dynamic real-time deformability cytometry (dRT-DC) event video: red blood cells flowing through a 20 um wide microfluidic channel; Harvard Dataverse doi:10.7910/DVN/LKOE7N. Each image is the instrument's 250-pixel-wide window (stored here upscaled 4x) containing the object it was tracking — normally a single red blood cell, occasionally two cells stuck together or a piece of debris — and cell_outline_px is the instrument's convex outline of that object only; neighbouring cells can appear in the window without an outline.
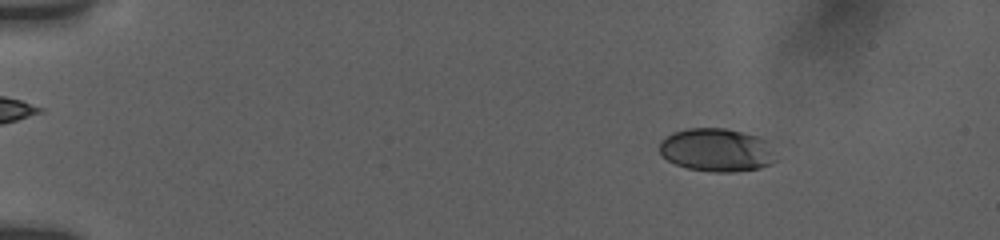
{"species": "human", "species_latin": "Homo sapiens", "temperature_condition": "room temperature", "stored_images_in_passage": 11, "camera_frame_rate_fps": 3000, "um_per_image_px": 0.085, "donor": {"sex": "female"}, "frame": {"image": 1, "passage_image": 5, "time_ms": 2.333, "image_size_px": [1000, 240], "cell_outline_px": [[776, 160], [772, 164], [760, 168], [736, 172], [712, 172], [688, 168], [676, 164], [668, 160], [660, 152], [660, 140], [672, 132], [688, 128], [724, 128], [756, 136], [764, 140]], "centroid_in_image_um": [60.87, 12.76], "position_along_channel_um": 24.1, "area_um2": 29.02}}
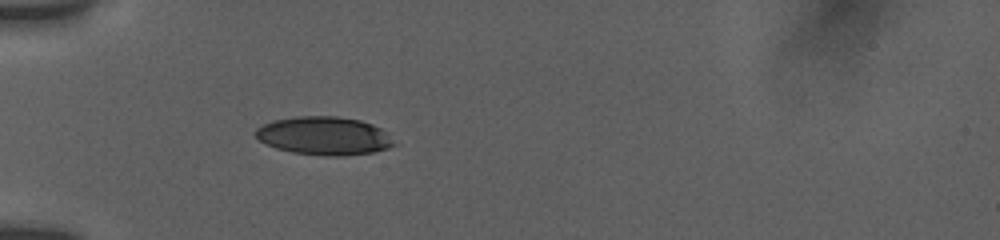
{"frame": {"image": 2, "passage_image": 11, "time_ms": 5.667, "image_size_px": [1000, 240], "cell_outline_px": [[396, 144], [388, 148], [372, 152], [344, 156], [324, 156], [292, 152], [276, 148], [260, 140], [256, 136], [256, 128], [272, 120], [296, 116], [336, 116], [360, 120], [372, 124], [380, 128]], "centroid_in_image_um": [27.53, 11.54], "position_along_channel_um": 57.5, "area_um2": 30.69}}